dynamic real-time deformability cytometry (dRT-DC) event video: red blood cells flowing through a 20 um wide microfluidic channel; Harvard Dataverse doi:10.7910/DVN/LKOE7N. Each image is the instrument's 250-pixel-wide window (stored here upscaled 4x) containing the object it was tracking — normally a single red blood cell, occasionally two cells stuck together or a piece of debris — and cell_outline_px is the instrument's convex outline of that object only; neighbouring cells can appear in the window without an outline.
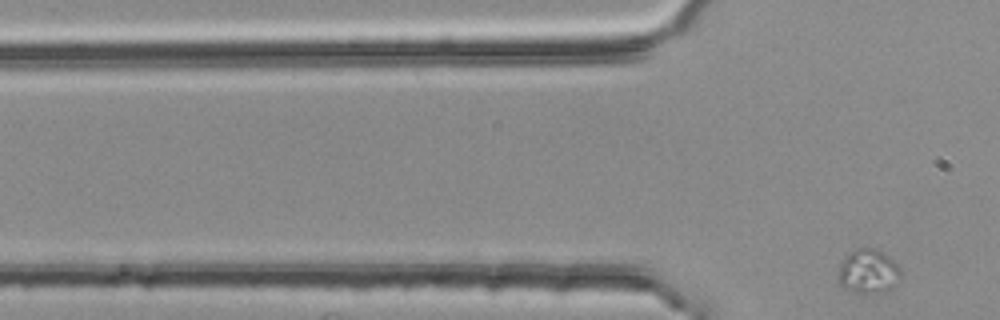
{"species": "common noctule bat (a hibernating species)", "species_latin": "Nyctalus noctula", "temperature_condition": "room temperature", "stored_images_in_passage": 4, "segment_of_instrument_passage": [2, 2], "camera_frame_rate_fps": 3000, "um_per_image_px": 0.085, "animal": {"sex": "female", "body_mass_g": 25.1}, "frame": {"image": 1, "passage_image": 4, "time_ms": 1.0, "image_size_px": [1000, 320], "cell_outline_px": [[900, 280], [892, 288], [868, 292], [856, 292], [844, 288], [840, 284], [836, 276], [840, 264], [844, 256], [848, 252], [856, 248], [876, 248], [888, 256], [900, 268]], "centroid_in_image_um": [73.76, 23.03], "position_along_channel_um": 52.0, "area_um2": 16.01}}